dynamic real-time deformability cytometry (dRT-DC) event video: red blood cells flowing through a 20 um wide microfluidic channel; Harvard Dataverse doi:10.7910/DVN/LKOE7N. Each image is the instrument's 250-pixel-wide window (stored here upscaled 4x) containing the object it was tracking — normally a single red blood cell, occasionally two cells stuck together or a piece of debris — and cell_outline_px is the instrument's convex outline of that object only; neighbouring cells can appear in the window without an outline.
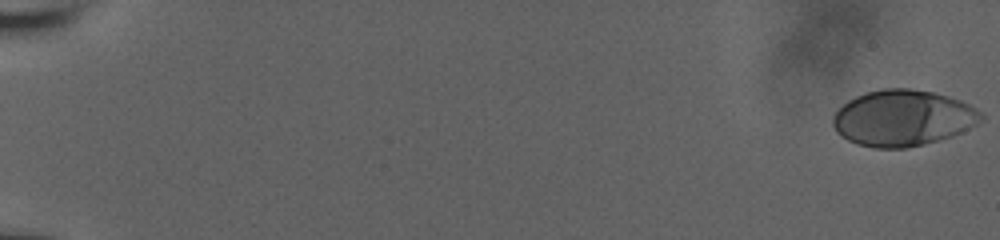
{"species": "human", "species_latin": "Homo sapiens", "temperature_condition": "room temperature", "stored_images_in_passage": 58, "camera_frame_rate_fps": 3000, "um_per_image_px": 0.085, "donor": {"sex": "male"}, "frame": {"image": 1, "passage_image": 1, "time_ms": 0.0, "image_size_px": [1000, 240], "cell_outline_px": [[984, 120], [952, 136], [924, 144], [904, 148], [872, 148], [856, 144], [840, 136], [836, 132], [832, 124], [832, 116], [848, 100], [856, 96], [868, 92], [884, 88], [908, 88], [932, 92], [948, 96], [960, 100], [984, 112]], "centroid_in_image_um": [76.74, 10.04], "position_along_channel_um": 8.3, "area_um2": 48.55}}
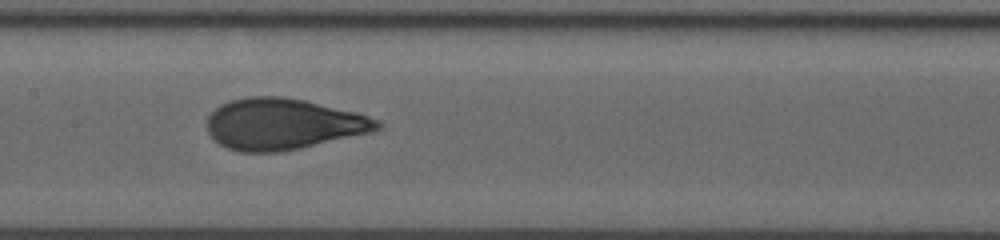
{"frame": {"image": 2, "passage_image": 32, "time_ms": 10.333, "image_size_px": [1000, 240], "cell_outline_px": [[384, 124], [376, 132], [300, 148], [280, 152], [240, 152], [228, 148], [220, 144], [208, 132], [208, 116], [220, 104], [228, 100], [248, 96], [284, 96], [304, 100], [356, 112], [380, 120]], "centroid_in_image_um": [24.11, 10.54], "position_along_channel_um": 183.3, "area_um2": 51.1}}
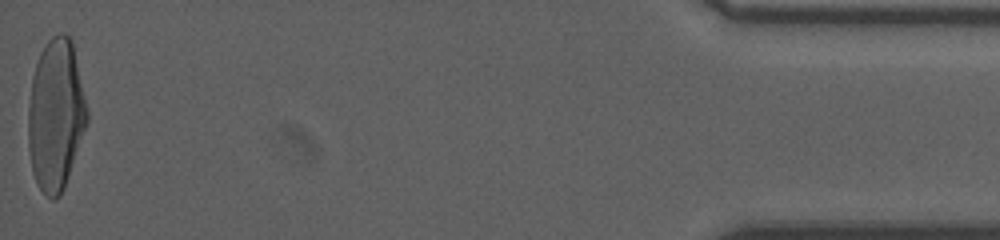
{"frame": {"image": 3, "passage_image": 58, "time_ms": 19.0, "image_size_px": [1000, 240], "cell_outline_px": [[88, 120], [64, 188], [60, 196], [56, 200], [52, 200], [36, 184], [32, 172], [28, 148], [28, 108], [32, 76], [40, 52], [48, 40], [52, 36], [60, 32], [64, 32], [72, 40], [88, 108]], "centroid_in_image_um": [4.73, 9.76], "position_along_channel_um": 430.5, "area_um2": 52.08}, "authors_computed_cell_mechanics": {"area_um2": 49.419, "velocity_mm_per_s": 3.8217, "shape_relaxation_time_tau1_ms": 4.2851, "shape_relaxation_time_tau2_ms": null, "deformation_change_tau1": 0.1933, "deformation_change_tau2": null}}